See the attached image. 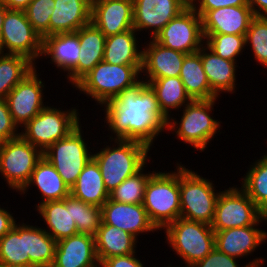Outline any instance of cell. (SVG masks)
I'll list each match as a JSON object with an SVG mask.
<instances>
[{
	"mask_svg": "<svg viewBox=\"0 0 267 267\" xmlns=\"http://www.w3.org/2000/svg\"><path fill=\"white\" fill-rule=\"evenodd\" d=\"M105 120L115 138L141 142L151 148L156 136L167 127L168 118L161 112L154 92L141 81L106 102Z\"/></svg>",
	"mask_w": 267,
	"mask_h": 267,
	"instance_id": "1",
	"label": "cell"
},
{
	"mask_svg": "<svg viewBox=\"0 0 267 267\" xmlns=\"http://www.w3.org/2000/svg\"><path fill=\"white\" fill-rule=\"evenodd\" d=\"M114 143H117L116 147L107 145L93 154L108 193L145 167L150 150L147 145L134 140L115 139Z\"/></svg>",
	"mask_w": 267,
	"mask_h": 267,
	"instance_id": "2",
	"label": "cell"
},
{
	"mask_svg": "<svg viewBox=\"0 0 267 267\" xmlns=\"http://www.w3.org/2000/svg\"><path fill=\"white\" fill-rule=\"evenodd\" d=\"M142 65H115L100 61L76 85L80 91L91 96L102 106L114 100L124 90L141 82Z\"/></svg>",
	"mask_w": 267,
	"mask_h": 267,
	"instance_id": "3",
	"label": "cell"
},
{
	"mask_svg": "<svg viewBox=\"0 0 267 267\" xmlns=\"http://www.w3.org/2000/svg\"><path fill=\"white\" fill-rule=\"evenodd\" d=\"M178 165L177 172H155L146 185L142 205L157 230L164 229L180 217Z\"/></svg>",
	"mask_w": 267,
	"mask_h": 267,
	"instance_id": "4",
	"label": "cell"
},
{
	"mask_svg": "<svg viewBox=\"0 0 267 267\" xmlns=\"http://www.w3.org/2000/svg\"><path fill=\"white\" fill-rule=\"evenodd\" d=\"M214 184L179 164L180 217L211 225L219 192Z\"/></svg>",
	"mask_w": 267,
	"mask_h": 267,
	"instance_id": "5",
	"label": "cell"
},
{
	"mask_svg": "<svg viewBox=\"0 0 267 267\" xmlns=\"http://www.w3.org/2000/svg\"><path fill=\"white\" fill-rule=\"evenodd\" d=\"M169 245L186 266L202 260L215 247V231L211 225L179 217L165 228Z\"/></svg>",
	"mask_w": 267,
	"mask_h": 267,
	"instance_id": "6",
	"label": "cell"
},
{
	"mask_svg": "<svg viewBox=\"0 0 267 267\" xmlns=\"http://www.w3.org/2000/svg\"><path fill=\"white\" fill-rule=\"evenodd\" d=\"M216 100L217 98L192 100L185 105L179 123L172 117L168 119L166 131L168 129L175 131L178 139L192 145L201 152L204 151L209 141L217 133L218 128H220V122L213 119L209 114L213 110Z\"/></svg>",
	"mask_w": 267,
	"mask_h": 267,
	"instance_id": "7",
	"label": "cell"
},
{
	"mask_svg": "<svg viewBox=\"0 0 267 267\" xmlns=\"http://www.w3.org/2000/svg\"><path fill=\"white\" fill-rule=\"evenodd\" d=\"M79 120L76 109L61 111L46 106L24 126L20 135L43 153L75 129Z\"/></svg>",
	"mask_w": 267,
	"mask_h": 267,
	"instance_id": "8",
	"label": "cell"
},
{
	"mask_svg": "<svg viewBox=\"0 0 267 267\" xmlns=\"http://www.w3.org/2000/svg\"><path fill=\"white\" fill-rule=\"evenodd\" d=\"M263 220H267V215L254 204L242 188L229 187L221 191L218 196L211 227L214 231H220L251 225L258 226Z\"/></svg>",
	"mask_w": 267,
	"mask_h": 267,
	"instance_id": "9",
	"label": "cell"
},
{
	"mask_svg": "<svg viewBox=\"0 0 267 267\" xmlns=\"http://www.w3.org/2000/svg\"><path fill=\"white\" fill-rule=\"evenodd\" d=\"M78 125L66 137L56 141L43 152V156L54 166L64 183L71 188L83 168L93 157Z\"/></svg>",
	"mask_w": 267,
	"mask_h": 267,
	"instance_id": "10",
	"label": "cell"
},
{
	"mask_svg": "<svg viewBox=\"0 0 267 267\" xmlns=\"http://www.w3.org/2000/svg\"><path fill=\"white\" fill-rule=\"evenodd\" d=\"M42 157L43 153L21 135L9 139L0 147V173L10 188L20 192Z\"/></svg>",
	"mask_w": 267,
	"mask_h": 267,
	"instance_id": "11",
	"label": "cell"
},
{
	"mask_svg": "<svg viewBox=\"0 0 267 267\" xmlns=\"http://www.w3.org/2000/svg\"><path fill=\"white\" fill-rule=\"evenodd\" d=\"M28 58L33 63L42 54V37L33 29L24 10H8L0 34V52Z\"/></svg>",
	"mask_w": 267,
	"mask_h": 267,
	"instance_id": "12",
	"label": "cell"
},
{
	"mask_svg": "<svg viewBox=\"0 0 267 267\" xmlns=\"http://www.w3.org/2000/svg\"><path fill=\"white\" fill-rule=\"evenodd\" d=\"M154 40L169 49L185 54L195 53L205 41L202 19L192 7H187L170 20Z\"/></svg>",
	"mask_w": 267,
	"mask_h": 267,
	"instance_id": "13",
	"label": "cell"
},
{
	"mask_svg": "<svg viewBox=\"0 0 267 267\" xmlns=\"http://www.w3.org/2000/svg\"><path fill=\"white\" fill-rule=\"evenodd\" d=\"M36 68L20 81L7 95L6 102L15 124L24 127L44 107L43 87ZM22 124V125H21Z\"/></svg>",
	"mask_w": 267,
	"mask_h": 267,
	"instance_id": "14",
	"label": "cell"
},
{
	"mask_svg": "<svg viewBox=\"0 0 267 267\" xmlns=\"http://www.w3.org/2000/svg\"><path fill=\"white\" fill-rule=\"evenodd\" d=\"M188 6L181 0H133V28L151 29V39Z\"/></svg>",
	"mask_w": 267,
	"mask_h": 267,
	"instance_id": "15",
	"label": "cell"
},
{
	"mask_svg": "<svg viewBox=\"0 0 267 267\" xmlns=\"http://www.w3.org/2000/svg\"><path fill=\"white\" fill-rule=\"evenodd\" d=\"M91 23L106 37L133 29V0H92Z\"/></svg>",
	"mask_w": 267,
	"mask_h": 267,
	"instance_id": "16",
	"label": "cell"
},
{
	"mask_svg": "<svg viewBox=\"0 0 267 267\" xmlns=\"http://www.w3.org/2000/svg\"><path fill=\"white\" fill-rule=\"evenodd\" d=\"M102 223L115 226L137 238L157 230L142 204H126L108 199L101 207Z\"/></svg>",
	"mask_w": 267,
	"mask_h": 267,
	"instance_id": "17",
	"label": "cell"
},
{
	"mask_svg": "<svg viewBox=\"0 0 267 267\" xmlns=\"http://www.w3.org/2000/svg\"><path fill=\"white\" fill-rule=\"evenodd\" d=\"M52 267H100L95 237L78 233L58 241Z\"/></svg>",
	"mask_w": 267,
	"mask_h": 267,
	"instance_id": "18",
	"label": "cell"
},
{
	"mask_svg": "<svg viewBox=\"0 0 267 267\" xmlns=\"http://www.w3.org/2000/svg\"><path fill=\"white\" fill-rule=\"evenodd\" d=\"M254 17L250 6H227L208 10L202 17L203 34L246 35Z\"/></svg>",
	"mask_w": 267,
	"mask_h": 267,
	"instance_id": "19",
	"label": "cell"
},
{
	"mask_svg": "<svg viewBox=\"0 0 267 267\" xmlns=\"http://www.w3.org/2000/svg\"><path fill=\"white\" fill-rule=\"evenodd\" d=\"M142 70L148 81L165 77H179L185 53L163 47L154 39L143 50ZM148 73V75H146Z\"/></svg>",
	"mask_w": 267,
	"mask_h": 267,
	"instance_id": "20",
	"label": "cell"
},
{
	"mask_svg": "<svg viewBox=\"0 0 267 267\" xmlns=\"http://www.w3.org/2000/svg\"><path fill=\"white\" fill-rule=\"evenodd\" d=\"M79 36L80 53L77 66L67 74L75 86L100 61H103L106 36L92 23L76 31Z\"/></svg>",
	"mask_w": 267,
	"mask_h": 267,
	"instance_id": "21",
	"label": "cell"
},
{
	"mask_svg": "<svg viewBox=\"0 0 267 267\" xmlns=\"http://www.w3.org/2000/svg\"><path fill=\"white\" fill-rule=\"evenodd\" d=\"M267 239V232L255 225L215 231V247L231 257H247Z\"/></svg>",
	"mask_w": 267,
	"mask_h": 267,
	"instance_id": "22",
	"label": "cell"
},
{
	"mask_svg": "<svg viewBox=\"0 0 267 267\" xmlns=\"http://www.w3.org/2000/svg\"><path fill=\"white\" fill-rule=\"evenodd\" d=\"M91 3L92 0H55L49 35L76 32L91 23Z\"/></svg>",
	"mask_w": 267,
	"mask_h": 267,
	"instance_id": "23",
	"label": "cell"
},
{
	"mask_svg": "<svg viewBox=\"0 0 267 267\" xmlns=\"http://www.w3.org/2000/svg\"><path fill=\"white\" fill-rule=\"evenodd\" d=\"M79 53V36L76 32L51 34L42 38L41 56H51L52 63L68 74L77 66Z\"/></svg>",
	"mask_w": 267,
	"mask_h": 267,
	"instance_id": "24",
	"label": "cell"
},
{
	"mask_svg": "<svg viewBox=\"0 0 267 267\" xmlns=\"http://www.w3.org/2000/svg\"><path fill=\"white\" fill-rule=\"evenodd\" d=\"M37 210L45 220V230L56 242L78 234L75 221L71 215V194L63 200L41 203Z\"/></svg>",
	"mask_w": 267,
	"mask_h": 267,
	"instance_id": "25",
	"label": "cell"
},
{
	"mask_svg": "<svg viewBox=\"0 0 267 267\" xmlns=\"http://www.w3.org/2000/svg\"><path fill=\"white\" fill-rule=\"evenodd\" d=\"M197 52L201 56L203 69L211 90L217 96L220 95V91L221 93L222 91L234 93L233 91L236 87V61H229L219 57L206 45L202 46Z\"/></svg>",
	"mask_w": 267,
	"mask_h": 267,
	"instance_id": "26",
	"label": "cell"
},
{
	"mask_svg": "<svg viewBox=\"0 0 267 267\" xmlns=\"http://www.w3.org/2000/svg\"><path fill=\"white\" fill-rule=\"evenodd\" d=\"M31 184L36 185L39 192L42 193V202L38 203L36 207L47 201L63 200L70 194V188L44 156L36 163L28 183L20 192L25 193Z\"/></svg>",
	"mask_w": 267,
	"mask_h": 267,
	"instance_id": "27",
	"label": "cell"
},
{
	"mask_svg": "<svg viewBox=\"0 0 267 267\" xmlns=\"http://www.w3.org/2000/svg\"><path fill=\"white\" fill-rule=\"evenodd\" d=\"M94 237L96 255L100 264L113 256L136 253V237L115 226L101 223Z\"/></svg>",
	"mask_w": 267,
	"mask_h": 267,
	"instance_id": "28",
	"label": "cell"
},
{
	"mask_svg": "<svg viewBox=\"0 0 267 267\" xmlns=\"http://www.w3.org/2000/svg\"><path fill=\"white\" fill-rule=\"evenodd\" d=\"M70 194L85 203L99 207H102L109 199L100 167L93 157L83 168L75 184L70 188Z\"/></svg>",
	"mask_w": 267,
	"mask_h": 267,
	"instance_id": "29",
	"label": "cell"
},
{
	"mask_svg": "<svg viewBox=\"0 0 267 267\" xmlns=\"http://www.w3.org/2000/svg\"><path fill=\"white\" fill-rule=\"evenodd\" d=\"M136 32L133 28L106 37L103 60L115 65H142L143 51L138 49Z\"/></svg>",
	"mask_w": 267,
	"mask_h": 267,
	"instance_id": "30",
	"label": "cell"
},
{
	"mask_svg": "<svg viewBox=\"0 0 267 267\" xmlns=\"http://www.w3.org/2000/svg\"><path fill=\"white\" fill-rule=\"evenodd\" d=\"M179 77L192 100H208L218 97L210 88L198 52L185 55Z\"/></svg>",
	"mask_w": 267,
	"mask_h": 267,
	"instance_id": "31",
	"label": "cell"
},
{
	"mask_svg": "<svg viewBox=\"0 0 267 267\" xmlns=\"http://www.w3.org/2000/svg\"><path fill=\"white\" fill-rule=\"evenodd\" d=\"M154 92L161 112L169 119L170 109H179L192 99L187 94L180 77H165L147 81L143 80Z\"/></svg>",
	"mask_w": 267,
	"mask_h": 267,
	"instance_id": "32",
	"label": "cell"
},
{
	"mask_svg": "<svg viewBox=\"0 0 267 267\" xmlns=\"http://www.w3.org/2000/svg\"><path fill=\"white\" fill-rule=\"evenodd\" d=\"M26 246V224L14 226L0 238V266H30Z\"/></svg>",
	"mask_w": 267,
	"mask_h": 267,
	"instance_id": "33",
	"label": "cell"
},
{
	"mask_svg": "<svg viewBox=\"0 0 267 267\" xmlns=\"http://www.w3.org/2000/svg\"><path fill=\"white\" fill-rule=\"evenodd\" d=\"M35 67L24 56L0 52V99H6L9 92Z\"/></svg>",
	"mask_w": 267,
	"mask_h": 267,
	"instance_id": "34",
	"label": "cell"
},
{
	"mask_svg": "<svg viewBox=\"0 0 267 267\" xmlns=\"http://www.w3.org/2000/svg\"><path fill=\"white\" fill-rule=\"evenodd\" d=\"M26 246L32 266L52 267L57 242L45 229L26 225Z\"/></svg>",
	"mask_w": 267,
	"mask_h": 267,
	"instance_id": "35",
	"label": "cell"
},
{
	"mask_svg": "<svg viewBox=\"0 0 267 267\" xmlns=\"http://www.w3.org/2000/svg\"><path fill=\"white\" fill-rule=\"evenodd\" d=\"M241 188L254 204L267 215V155L257 160L243 178Z\"/></svg>",
	"mask_w": 267,
	"mask_h": 267,
	"instance_id": "36",
	"label": "cell"
},
{
	"mask_svg": "<svg viewBox=\"0 0 267 267\" xmlns=\"http://www.w3.org/2000/svg\"><path fill=\"white\" fill-rule=\"evenodd\" d=\"M144 168L133 176L125 179L118 187L109 193V199L126 203V204H142L144 193L149 178L155 173H143Z\"/></svg>",
	"mask_w": 267,
	"mask_h": 267,
	"instance_id": "37",
	"label": "cell"
},
{
	"mask_svg": "<svg viewBox=\"0 0 267 267\" xmlns=\"http://www.w3.org/2000/svg\"><path fill=\"white\" fill-rule=\"evenodd\" d=\"M71 215L78 233L95 236L102 223L101 207L85 203L72 195Z\"/></svg>",
	"mask_w": 267,
	"mask_h": 267,
	"instance_id": "38",
	"label": "cell"
},
{
	"mask_svg": "<svg viewBox=\"0 0 267 267\" xmlns=\"http://www.w3.org/2000/svg\"><path fill=\"white\" fill-rule=\"evenodd\" d=\"M205 45L219 57L235 61L246 47L245 35L233 34H203Z\"/></svg>",
	"mask_w": 267,
	"mask_h": 267,
	"instance_id": "39",
	"label": "cell"
},
{
	"mask_svg": "<svg viewBox=\"0 0 267 267\" xmlns=\"http://www.w3.org/2000/svg\"><path fill=\"white\" fill-rule=\"evenodd\" d=\"M245 44L252 47L255 60L267 67V17L252 18L245 35Z\"/></svg>",
	"mask_w": 267,
	"mask_h": 267,
	"instance_id": "40",
	"label": "cell"
},
{
	"mask_svg": "<svg viewBox=\"0 0 267 267\" xmlns=\"http://www.w3.org/2000/svg\"><path fill=\"white\" fill-rule=\"evenodd\" d=\"M54 4L55 0H32L24 10L33 29L42 38L49 35V21Z\"/></svg>",
	"mask_w": 267,
	"mask_h": 267,
	"instance_id": "41",
	"label": "cell"
},
{
	"mask_svg": "<svg viewBox=\"0 0 267 267\" xmlns=\"http://www.w3.org/2000/svg\"><path fill=\"white\" fill-rule=\"evenodd\" d=\"M237 259L223 252H220L216 247L206 255L202 260L193 263L190 267H239L236 263ZM264 262L262 258H255L252 262L244 267H261Z\"/></svg>",
	"mask_w": 267,
	"mask_h": 267,
	"instance_id": "42",
	"label": "cell"
},
{
	"mask_svg": "<svg viewBox=\"0 0 267 267\" xmlns=\"http://www.w3.org/2000/svg\"><path fill=\"white\" fill-rule=\"evenodd\" d=\"M5 99H0V137L3 141L20 136Z\"/></svg>",
	"mask_w": 267,
	"mask_h": 267,
	"instance_id": "43",
	"label": "cell"
},
{
	"mask_svg": "<svg viewBox=\"0 0 267 267\" xmlns=\"http://www.w3.org/2000/svg\"><path fill=\"white\" fill-rule=\"evenodd\" d=\"M197 2L192 5V8L200 15V17H202L208 10H215L220 7L249 6L247 0H198Z\"/></svg>",
	"mask_w": 267,
	"mask_h": 267,
	"instance_id": "44",
	"label": "cell"
},
{
	"mask_svg": "<svg viewBox=\"0 0 267 267\" xmlns=\"http://www.w3.org/2000/svg\"><path fill=\"white\" fill-rule=\"evenodd\" d=\"M134 255L136 254L113 256L105 259L100 265L101 267H144Z\"/></svg>",
	"mask_w": 267,
	"mask_h": 267,
	"instance_id": "45",
	"label": "cell"
},
{
	"mask_svg": "<svg viewBox=\"0 0 267 267\" xmlns=\"http://www.w3.org/2000/svg\"><path fill=\"white\" fill-rule=\"evenodd\" d=\"M16 223L12 214L0 207V238L3 237Z\"/></svg>",
	"mask_w": 267,
	"mask_h": 267,
	"instance_id": "46",
	"label": "cell"
},
{
	"mask_svg": "<svg viewBox=\"0 0 267 267\" xmlns=\"http://www.w3.org/2000/svg\"><path fill=\"white\" fill-rule=\"evenodd\" d=\"M254 16L267 17V0H247Z\"/></svg>",
	"mask_w": 267,
	"mask_h": 267,
	"instance_id": "47",
	"label": "cell"
},
{
	"mask_svg": "<svg viewBox=\"0 0 267 267\" xmlns=\"http://www.w3.org/2000/svg\"><path fill=\"white\" fill-rule=\"evenodd\" d=\"M32 0H1L9 10H25Z\"/></svg>",
	"mask_w": 267,
	"mask_h": 267,
	"instance_id": "48",
	"label": "cell"
},
{
	"mask_svg": "<svg viewBox=\"0 0 267 267\" xmlns=\"http://www.w3.org/2000/svg\"><path fill=\"white\" fill-rule=\"evenodd\" d=\"M8 10L9 9L2 2H0V34H1V31H2V27H3L4 17H5L6 12Z\"/></svg>",
	"mask_w": 267,
	"mask_h": 267,
	"instance_id": "49",
	"label": "cell"
},
{
	"mask_svg": "<svg viewBox=\"0 0 267 267\" xmlns=\"http://www.w3.org/2000/svg\"><path fill=\"white\" fill-rule=\"evenodd\" d=\"M183 3H185V5H187L188 7H192V5H194V3L197 0H181Z\"/></svg>",
	"mask_w": 267,
	"mask_h": 267,
	"instance_id": "50",
	"label": "cell"
},
{
	"mask_svg": "<svg viewBox=\"0 0 267 267\" xmlns=\"http://www.w3.org/2000/svg\"><path fill=\"white\" fill-rule=\"evenodd\" d=\"M0 267H2V266H0ZM15 267H36V266L30 265V266H15Z\"/></svg>",
	"mask_w": 267,
	"mask_h": 267,
	"instance_id": "51",
	"label": "cell"
},
{
	"mask_svg": "<svg viewBox=\"0 0 267 267\" xmlns=\"http://www.w3.org/2000/svg\"><path fill=\"white\" fill-rule=\"evenodd\" d=\"M4 141L0 137V147L3 145Z\"/></svg>",
	"mask_w": 267,
	"mask_h": 267,
	"instance_id": "52",
	"label": "cell"
}]
</instances>
